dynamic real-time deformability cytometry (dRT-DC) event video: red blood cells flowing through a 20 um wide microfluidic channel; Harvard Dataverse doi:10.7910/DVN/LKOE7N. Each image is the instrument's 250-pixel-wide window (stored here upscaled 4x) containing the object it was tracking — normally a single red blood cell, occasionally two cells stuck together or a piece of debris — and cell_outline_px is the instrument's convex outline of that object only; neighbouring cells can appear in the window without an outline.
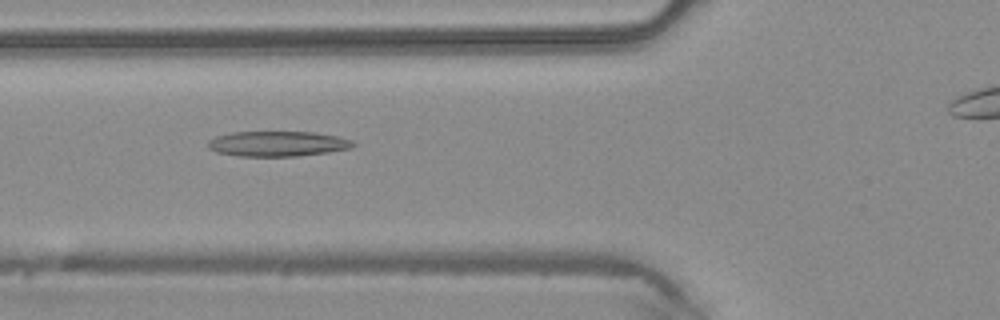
{"species": "common noctule bat (a hibernating species)", "species_latin": "Nyctalus noctula", "temperature_condition": "warm", "stored_images_in_passage": 33, "camera_frame_rate_fps": 3000, "um_per_image_px": 0.085, "animal": {"sex": "male", "body_mass_g": 20.4}, "frame": {"image": 1, "passage_image": 8, "time_ms": 2.333, "image_size_px": [1000, 320], "cell_outline_px": [[356, 144], [352, 148], [328, 152], [296, 156], [236, 156], [216, 152], [208, 148], [208, 140], [216, 136], [232, 132], [316, 132], [340, 136], [352, 140]], "centroid_in_image_um": [23.61, 12.21], "position_along_channel_um": 102.2, "area_um2": 21.5}}
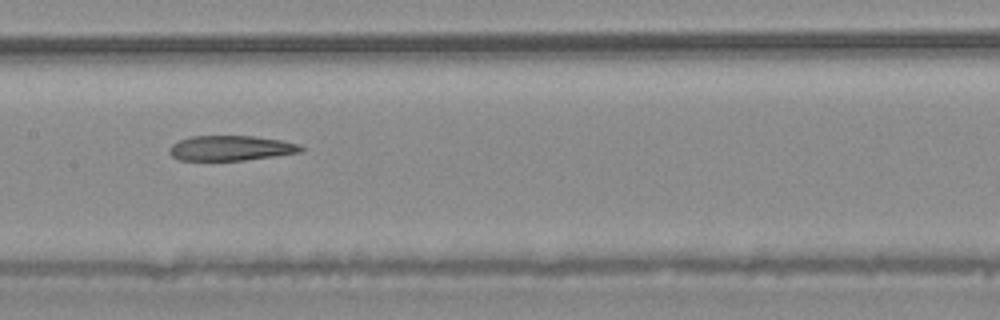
{"frame": {"image": 2, "passage_image": 14, "time_ms": 4.333, "image_size_px": [1000, 320], "cell_outline_px": [[304, 148], [300, 152], [244, 160], [180, 160], [172, 156], [168, 152], [168, 148], [172, 144], [180, 140], [192, 136], [252, 136], [280, 140], [300, 144]], "centroid_in_image_um": [19.59, 12.58], "position_along_channel_um": 187.8, "area_um2": 19.02}}
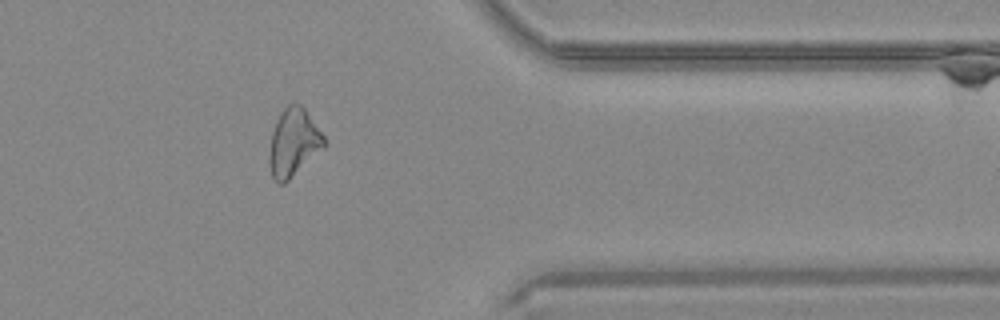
{"frame": {"image": 3, "passage_image": 29, "time_ms": 9.333, "image_size_px": [1000, 320], "cell_outline_px": [[328, 144], [324, 148], [284, 184], [280, 184], [272, 176], [268, 164], [268, 156], [272, 132], [276, 120], [280, 112], [288, 104], [300, 104], [304, 108], [324, 136]], "centroid_in_image_um": [24.94, 12.13], "position_along_channel_um": 386.5, "area_um2": 21.68}, "authors_computed_cell_mechanics": {"area_um2": 20.9236, "velocity_mm_per_s": 4.2512, "shape_relaxation_time_tau1_ms": null, "shape_relaxation_time_tau2_ms": 4.3875, "deformation_change_tau1": null, "deformation_change_tau2": 0.1677}}